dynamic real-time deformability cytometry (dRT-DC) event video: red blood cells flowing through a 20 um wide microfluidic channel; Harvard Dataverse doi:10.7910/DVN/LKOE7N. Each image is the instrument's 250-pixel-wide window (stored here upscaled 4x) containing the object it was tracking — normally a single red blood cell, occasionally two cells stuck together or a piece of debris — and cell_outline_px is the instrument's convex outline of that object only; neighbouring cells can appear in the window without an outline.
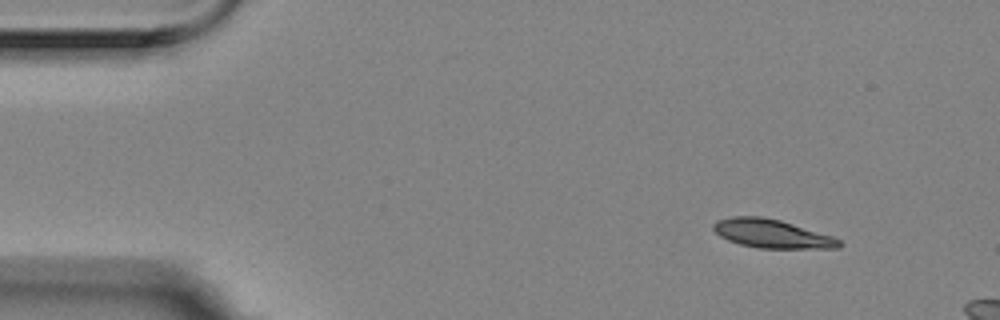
{"species": "Egyptian fruit bat (a non-hibernating species)", "species_latin": "Rousettus aegyptiacus", "temperature_condition": "room temperature", "stored_images_in_passage": 3, "camera_frame_rate_fps": 3000, "um_per_image_px": 0.085, "animal": {"sex": "female"}, "frame": {"image": 1, "passage_image": 1, "time_ms": 0.0, "image_size_px": [1000, 320], "cell_outline_px": [[844, 244], [840, 248], [760, 248], [740, 244], [728, 240], [720, 236], [712, 228], [712, 224], [716, 220], [732, 216], [760, 216], [780, 220], [832, 236], [840, 240]], "centroid_in_image_um": [65.6, 19.86], "position_along_channel_um": 19.4, "area_um2": 20.92}}